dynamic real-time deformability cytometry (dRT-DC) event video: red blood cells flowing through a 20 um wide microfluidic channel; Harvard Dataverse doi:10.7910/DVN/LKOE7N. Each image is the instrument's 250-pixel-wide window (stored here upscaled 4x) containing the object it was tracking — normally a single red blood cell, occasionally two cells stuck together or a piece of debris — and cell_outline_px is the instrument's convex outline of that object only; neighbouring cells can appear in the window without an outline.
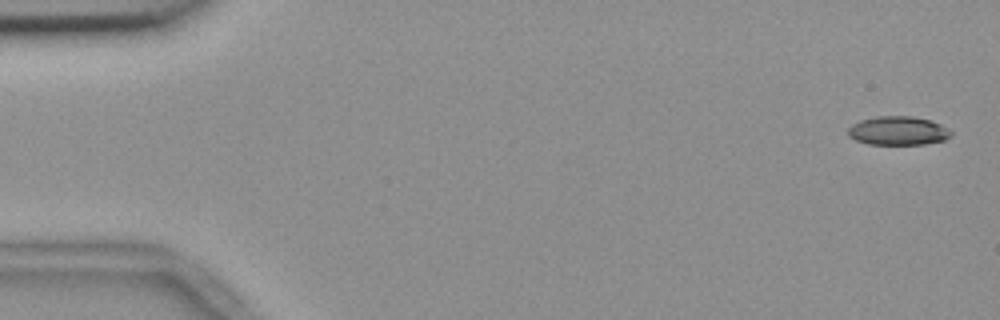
{"species": "common noctule bat (a hibernating species)", "species_latin": "Nyctalus noctula", "temperature_condition": "room temperature", "stored_images_in_passage": 5, "camera_frame_rate_fps": 3000, "um_per_image_px": 0.085, "animal": {"sex": "female", "body_mass_g": 18.4}, "frame": {"image": 1, "passage_image": 1, "time_ms": 0.0, "image_size_px": [1000, 320], "cell_outline_px": [[952, 136], [944, 140], [924, 144], [868, 144], [856, 140], [848, 136], [848, 128], [852, 124], [860, 120], [876, 116], [912, 116], [932, 120], [940, 124], [952, 132]], "centroid_in_image_um": [76.33, 11.11], "position_along_channel_um": 8.7, "area_um2": 17.34}}
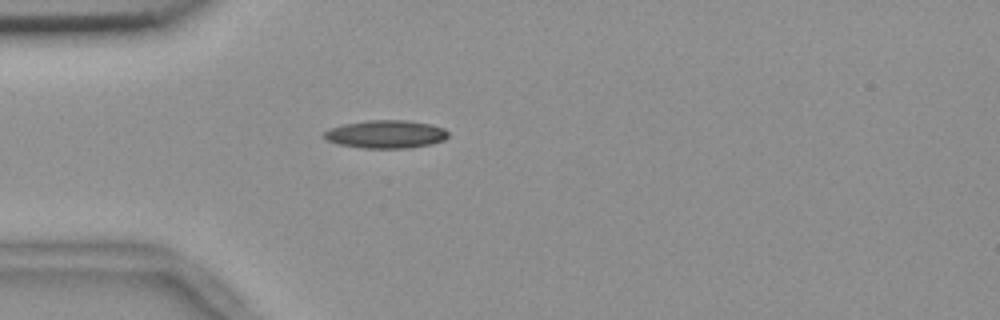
{"frame": {"image": 2, "passage_image": 5, "time_ms": 1.333, "image_size_px": [1000, 320], "cell_outline_px": [[448, 136], [444, 140], [432, 144], [412, 148], [364, 148], [340, 144], [328, 140], [320, 136], [324, 132], [332, 128], [344, 124], [368, 120], [408, 120], [432, 124], [444, 128], [448, 132]], "centroid_in_image_um": [32.84, 11.4], "position_along_channel_um": 52.2, "area_um2": 20.35}}